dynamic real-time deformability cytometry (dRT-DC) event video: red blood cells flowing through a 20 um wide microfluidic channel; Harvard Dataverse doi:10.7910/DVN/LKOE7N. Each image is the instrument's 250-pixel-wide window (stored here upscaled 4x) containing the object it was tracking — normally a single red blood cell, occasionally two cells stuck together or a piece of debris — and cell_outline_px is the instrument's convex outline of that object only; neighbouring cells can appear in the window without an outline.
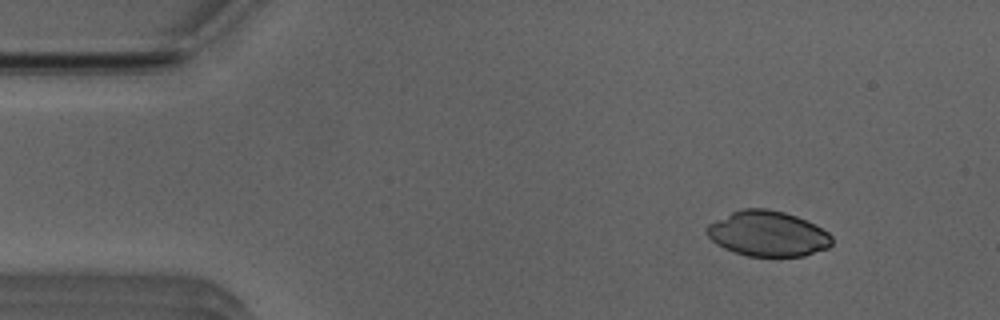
{"species": "Egyptian fruit bat (a non-hibernating species)", "species_latin": "Rousettus aegyptiacus", "temperature_condition": "room temperature", "stored_images_in_passage": 47, "camera_frame_rate_fps": 3000, "um_per_image_px": 0.085, "animal": {"sex": "male"}, "frame": {"image": 1, "passage_image": 1, "time_ms": 0.0, "image_size_px": [1000, 320], "cell_outline_px": [[832, 244], [828, 248], [804, 256], [748, 256], [724, 248], [716, 244], [704, 232], [704, 228], [708, 224], [732, 212], [744, 208], [764, 208], [784, 212], [796, 216], [816, 224], [828, 232], [832, 236]], "centroid_in_image_um": [65.26, 19.86], "position_along_channel_um": 19.7, "area_um2": 33.12}}
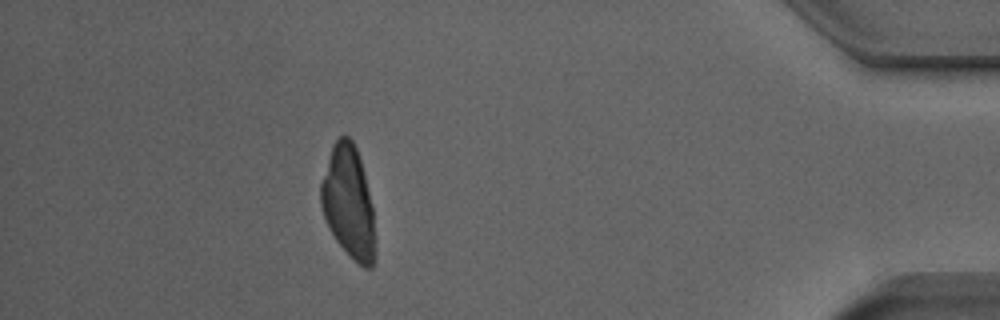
{"frame": {"image": 2, "passage_image": 41, "time_ms": 13.333, "image_size_px": [1000, 320], "cell_outline_px": [[376, 260], [372, 268], [364, 268], [336, 240], [324, 216], [320, 204], [320, 184], [332, 144], [340, 136], [348, 136], [352, 140], [356, 148], [360, 160], [372, 208], [376, 240]], "centroid_in_image_um": [29.63, 17.21], "position_along_channel_um": 405.6, "area_um2": 35.14}}